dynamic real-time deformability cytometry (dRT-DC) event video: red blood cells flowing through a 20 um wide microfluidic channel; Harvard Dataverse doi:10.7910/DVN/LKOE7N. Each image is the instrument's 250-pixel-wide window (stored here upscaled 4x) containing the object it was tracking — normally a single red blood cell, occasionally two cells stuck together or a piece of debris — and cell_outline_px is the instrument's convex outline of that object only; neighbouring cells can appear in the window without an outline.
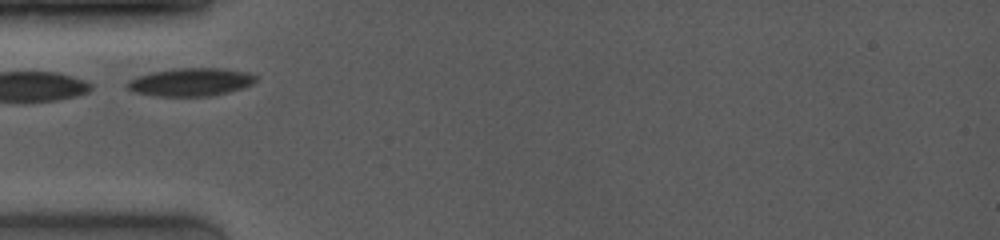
{"species": "common noctule bat (a hibernating species)", "species_latin": "Nyctalus noctula", "temperature_condition": "room temperature", "stored_images_in_passage": 9, "camera_frame_rate_fps": 4000, "um_per_image_px": 0.085, "animal": {"sex": "female", "body_mass_g": 19.0, "forearm_length_mm": 53.3}, "frame": {"image": 1, "passage_image": 1, "time_ms": 0.0, "image_size_px": [1000, 240], "cell_outline_px": [[256, 80], [252, 84], [244, 88], [212, 96], [156, 96], [136, 92], [128, 88], [124, 84], [128, 80], [152, 72], [180, 68], [220, 68], [248, 72], [256, 76]], "centroid_in_image_um": [16.24, 6.98], "position_along_channel_um": 68.8, "area_um2": 20.92}}
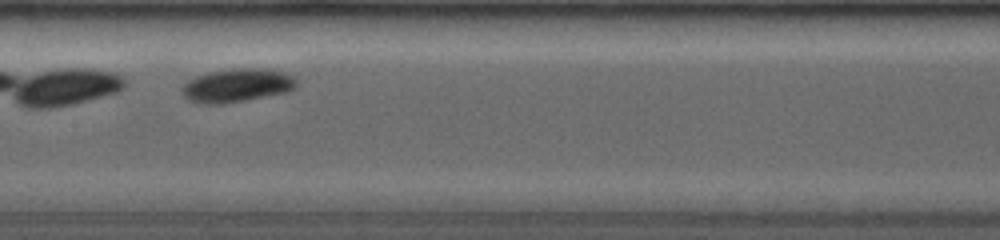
{"frame": {"image": 2, "passage_image": 6, "time_ms": 3.0, "image_size_px": [1000, 240], "cell_outline_px": [[296, 88], [288, 92], [244, 100], [220, 104], [200, 104], [188, 100], [184, 96], [180, 88], [188, 80], [196, 76], [208, 72], [232, 68], [264, 68], [284, 72], [296, 76]], "centroid_in_image_um": [20.15, 7.25], "position_along_channel_um": 187.3, "area_um2": 22.6}}